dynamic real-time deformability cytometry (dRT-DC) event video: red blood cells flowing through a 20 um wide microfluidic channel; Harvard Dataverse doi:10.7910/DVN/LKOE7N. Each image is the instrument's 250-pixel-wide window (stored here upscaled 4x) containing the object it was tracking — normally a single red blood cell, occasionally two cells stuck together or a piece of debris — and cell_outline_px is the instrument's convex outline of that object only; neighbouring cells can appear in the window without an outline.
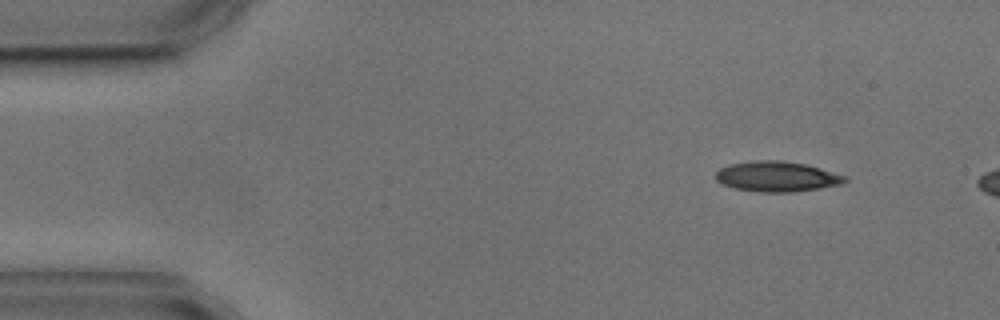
{"species": "common noctule bat (a hibernating species)", "species_latin": "Nyctalus noctula", "temperature_condition": "cold", "stored_images_in_passage": 2, "camera_frame_rate_fps": 3000, "um_per_image_px": 0.085, "animal": {"sex": "male", "body_mass_g": 17.9, "forearm_length_mm": 54.2}, "frame": {"image": 1, "passage_image": 1, "time_ms": 0.0, "image_size_px": [1000, 320], "cell_outline_px": [[848, 180], [844, 184], [820, 188], [792, 192], [760, 192], [736, 188], [724, 184], [716, 180], [716, 172], [720, 168], [728, 164], [756, 160], [780, 160], [804, 164], [820, 168], [848, 176]], "centroid_in_image_um": [66.07, 15.0], "position_along_channel_um": 18.9, "area_um2": 22.83}}